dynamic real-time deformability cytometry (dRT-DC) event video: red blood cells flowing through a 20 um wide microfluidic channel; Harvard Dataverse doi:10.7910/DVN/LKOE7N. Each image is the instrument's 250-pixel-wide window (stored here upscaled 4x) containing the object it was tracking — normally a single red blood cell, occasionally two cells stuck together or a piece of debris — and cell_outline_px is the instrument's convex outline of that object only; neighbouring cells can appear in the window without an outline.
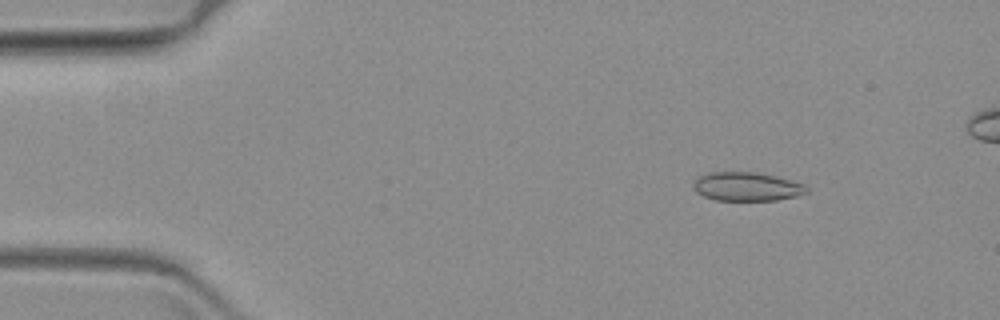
{"species": "common noctule bat (a hibernating species)", "species_latin": "Nyctalus noctula", "temperature_condition": "warm", "stored_images_in_passage": 54, "camera_frame_rate_fps": 3000, "um_per_image_px": 0.085, "animal": {"sex": "female", "body_mass_g": 19.3, "forearm_length_mm": 54.1}, "frame": {"image": 1, "passage_image": 3, "time_ms": 0.667, "image_size_px": [1000, 320], "cell_outline_px": [[808, 192], [796, 196], [776, 200], [716, 200], [704, 196], [696, 192], [692, 188], [692, 184], [696, 176], [708, 172], [756, 172], [776, 176], [804, 184], [808, 188]], "centroid_in_image_um": [63.43, 15.85], "position_along_channel_um": 21.6, "area_um2": 19.13}}
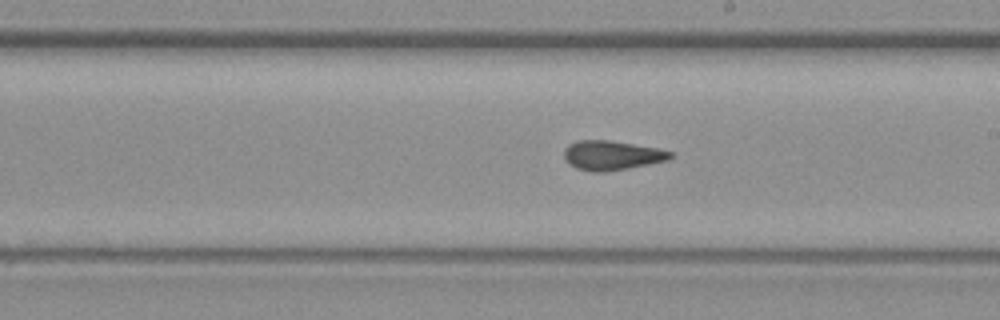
{"frame": {"image": 2, "passage_image": 30, "time_ms": 9.667, "image_size_px": [1000, 320], "cell_outline_px": [[672, 156], [668, 160], [628, 168], [604, 172], [592, 172], [576, 168], [568, 164], [564, 160], [564, 148], [568, 144], [576, 140], [608, 140], [660, 148], [672, 152]], "centroid_in_image_um": [51.96, 13.2], "position_along_channel_um": 237.0, "area_um2": 18.38}}
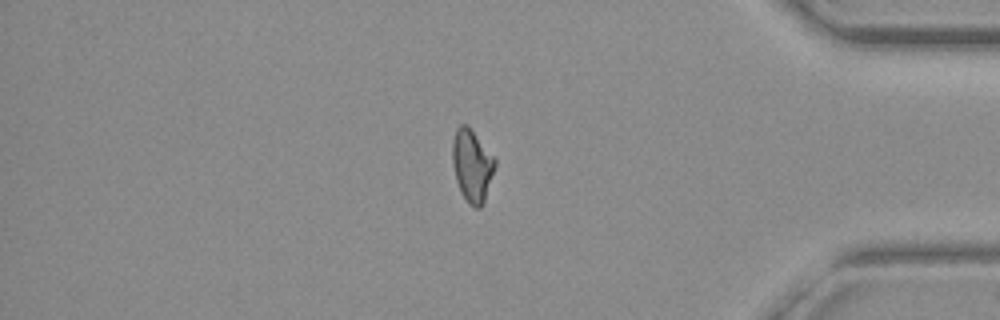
{"frame": {"image": 3, "passage_image": 47, "time_ms": 15.333, "image_size_px": [1000, 320], "cell_outline_px": [[496, 164], [484, 204], [480, 208], [476, 208], [468, 204], [460, 192], [456, 180], [452, 160], [452, 140], [456, 128], [460, 124], [468, 124], [496, 160]], "centroid_in_image_um": [40.11, 14.08], "position_along_channel_um": 395.1, "area_um2": 18.15}}